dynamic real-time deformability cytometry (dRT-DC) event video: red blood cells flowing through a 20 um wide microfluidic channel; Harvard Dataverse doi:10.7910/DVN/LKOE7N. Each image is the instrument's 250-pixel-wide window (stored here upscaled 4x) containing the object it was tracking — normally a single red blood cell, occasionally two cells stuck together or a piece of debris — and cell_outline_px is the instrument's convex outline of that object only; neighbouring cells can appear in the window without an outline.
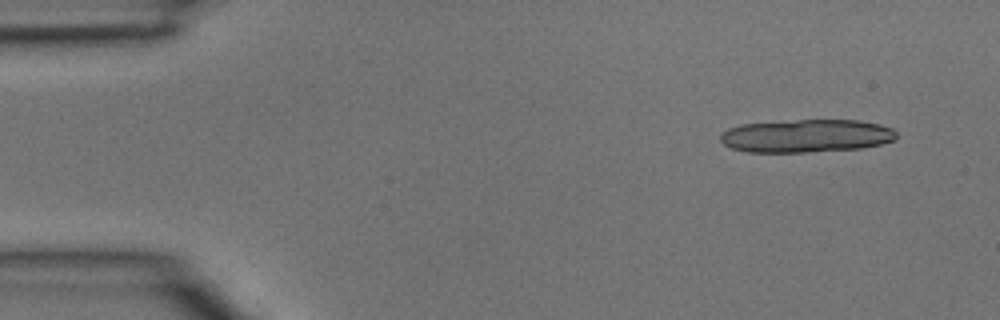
{"species": "common noctule bat (a hibernating species)", "species_latin": "Nyctalus noctula", "temperature_condition": "room temperature", "stored_images_in_passage": 4, "camera_frame_rate_fps": 3000, "um_per_image_px": 0.085, "animal": {"sex": "male", "body_mass_g": 15.6}, "frame": {"image": 1, "passage_image": 1, "time_ms": 0.0, "image_size_px": [1000, 320], "cell_outline_px": [[896, 140], [880, 144], [860, 148], [808, 152], [748, 152], [732, 148], [724, 144], [720, 140], [720, 132], [728, 128], [740, 124], [796, 120], [860, 120], [880, 124], [892, 128], [896, 132]], "centroid_in_image_um": [68.53, 11.54], "position_along_channel_um": 16.5, "area_um2": 34.04}}